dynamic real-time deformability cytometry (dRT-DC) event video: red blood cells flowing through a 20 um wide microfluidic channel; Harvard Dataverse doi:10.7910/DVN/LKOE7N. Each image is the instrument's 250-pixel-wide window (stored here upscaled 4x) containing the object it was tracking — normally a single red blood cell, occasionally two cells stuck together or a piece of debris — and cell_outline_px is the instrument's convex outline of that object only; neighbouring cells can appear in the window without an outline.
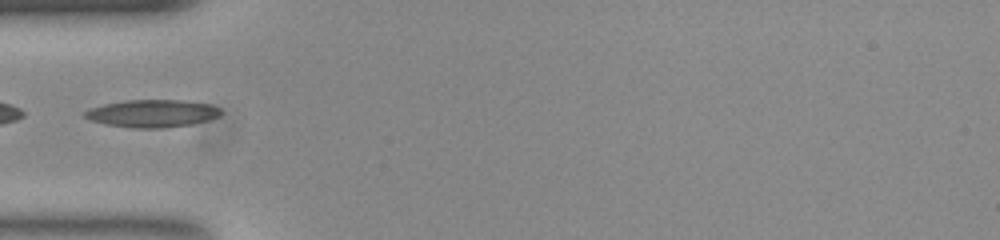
{"species": "common noctule bat (a hibernating species)", "species_latin": "Nyctalus noctula", "temperature_condition": "room temperature", "stored_images_in_passage": 35, "camera_frame_rate_fps": 3000, "um_per_image_px": 0.085, "animal": {"sex": "female", "body_mass_g": 23.0, "forearm_length_mm": 53.4}, "frame": {"image": 1, "passage_image": 1, "time_ms": 0.0, "image_size_px": [1000, 240], "cell_outline_px": [[220, 116], [208, 120], [192, 124], [160, 128], [132, 128], [104, 124], [92, 120], [84, 116], [84, 112], [92, 108], [104, 104], [128, 100], [184, 100], [212, 104], [220, 108]], "centroid_in_image_um": [12.98, 9.64], "position_along_channel_um": 72.0, "area_um2": 21.79}}